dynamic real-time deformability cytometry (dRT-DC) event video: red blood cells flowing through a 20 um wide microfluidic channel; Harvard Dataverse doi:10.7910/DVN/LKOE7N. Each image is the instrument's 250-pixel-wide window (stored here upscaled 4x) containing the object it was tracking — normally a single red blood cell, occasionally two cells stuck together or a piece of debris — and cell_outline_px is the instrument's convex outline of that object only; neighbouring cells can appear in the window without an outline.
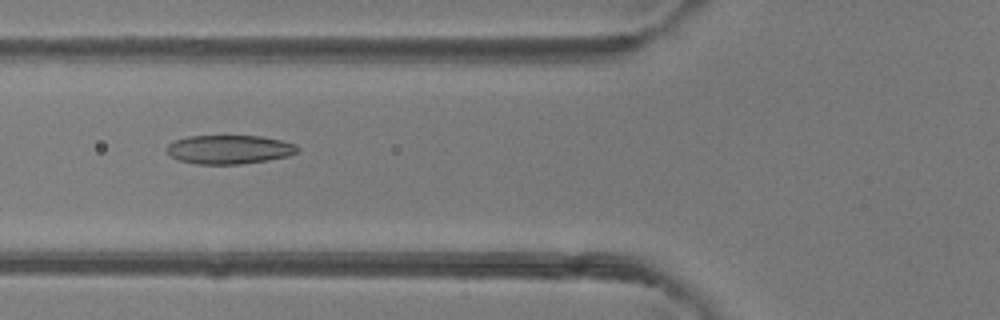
{"species": "common noctule bat (a hibernating species)", "species_latin": "Nyctalus noctula", "temperature_condition": "room temperature", "stored_images_in_passage": 39, "camera_frame_rate_fps": 3000, "um_per_image_px": 0.085, "animal": {"sex": "female"}, "frame": {"image": 1, "passage_image": 10, "time_ms": 3.0, "image_size_px": [1000, 320], "cell_outline_px": [[300, 148], [296, 152], [288, 156], [268, 160], [240, 164], [196, 164], [180, 160], [172, 156], [164, 148], [168, 144], [176, 140], [188, 136], [260, 136], [280, 140], [296, 144]], "centroid_in_image_um": [19.49, 12.7], "position_along_channel_um": 106.3, "area_um2": 21.91}}
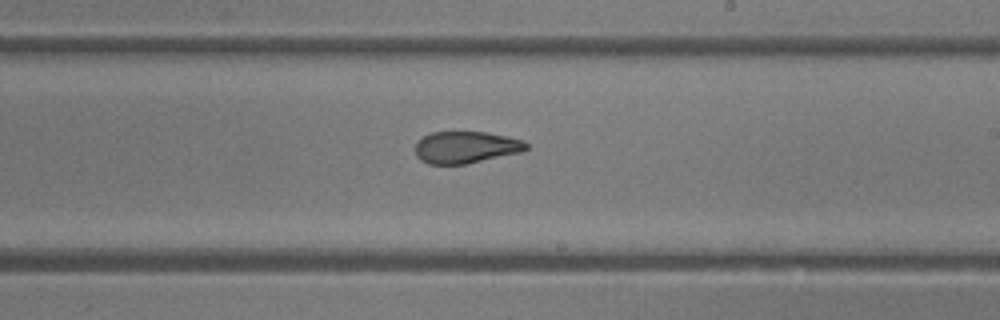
{"frame": {"image": 2, "passage_image": 20, "time_ms": 6.333, "image_size_px": [1000, 320], "cell_outline_px": [[528, 148], [524, 152], [468, 164], [428, 164], [420, 160], [416, 156], [416, 140], [432, 132], [488, 132], [508, 136], [524, 140], [528, 144]], "centroid_in_image_um": [39.64, 12.52], "position_along_channel_um": 249.4, "area_um2": 21.04}}
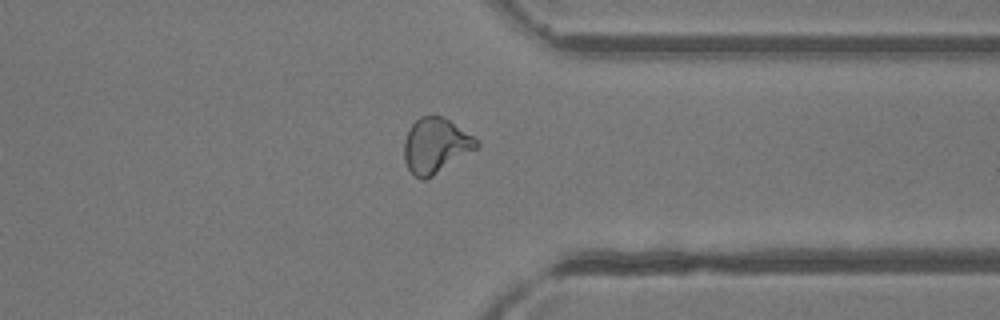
{"frame": {"image": 3, "passage_image": 29, "time_ms": 9.333, "image_size_px": [1000, 320], "cell_outline_px": [[480, 144], [476, 148], [432, 176], [424, 180], [420, 180], [408, 168], [404, 160], [404, 140], [412, 124], [420, 116], [444, 116], [472, 136]], "centroid_in_image_um": [37.0, 12.36], "position_along_channel_um": 374.4, "area_um2": 22.77}, "authors_computed_cell_mechanics": {"area_um2": 22.4842, "velocity_mm_per_s": 4.2869, "shape_relaxation_time_tau1_ms": null, "shape_relaxation_time_tau2_ms": 1.7237, "deformation_change_tau1": null, "deformation_change_tau2": 0.0808}}